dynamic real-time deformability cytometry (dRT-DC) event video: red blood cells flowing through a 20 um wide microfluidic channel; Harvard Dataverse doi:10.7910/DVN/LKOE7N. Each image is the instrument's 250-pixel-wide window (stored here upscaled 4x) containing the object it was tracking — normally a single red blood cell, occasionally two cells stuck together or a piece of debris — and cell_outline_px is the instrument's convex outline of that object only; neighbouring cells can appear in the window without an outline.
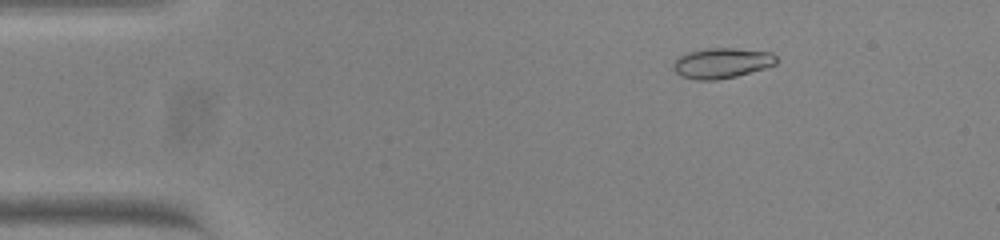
{"species": "common noctule bat (a hibernating species)", "species_latin": "Nyctalus noctula", "temperature_condition": "warm", "stored_images_in_passage": 54, "camera_frame_rate_fps": 3000, "um_per_image_px": 0.085, "animal": {"sex": "female", "body_mass_g": 23.0, "forearm_length_mm": 53.4}, "frame": {"image": 1, "passage_image": 8, "time_ms": 2.333, "image_size_px": [1000, 240], "cell_outline_px": [[776, 64], [764, 68], [736, 76], [716, 80], [696, 80], [680, 76], [672, 68], [672, 64], [676, 56], [688, 52], [708, 48], [732, 48], [772, 52], [776, 56]], "centroid_in_image_um": [61.3, 5.36], "position_along_channel_um": 23.7, "area_um2": 18.32}}
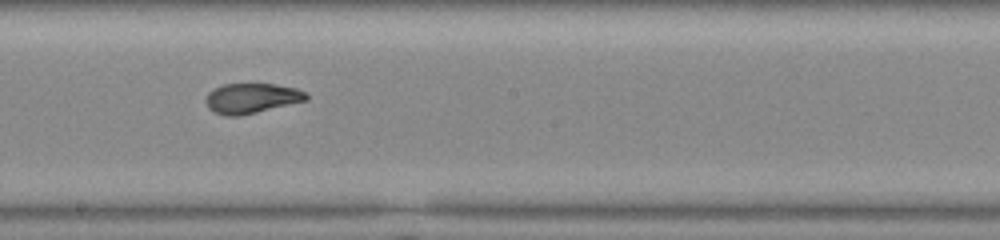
{"frame": {"image": 2, "passage_image": 30, "time_ms": 9.667, "image_size_px": [1000, 240], "cell_outline_px": [[308, 100], [256, 112], [236, 116], [224, 116], [212, 112], [208, 108], [204, 100], [208, 92], [224, 84], [276, 84], [296, 88], [304, 92], [308, 96]], "centroid_in_image_um": [21.35, 8.35], "position_along_channel_um": 226.9, "area_um2": 17.57}}
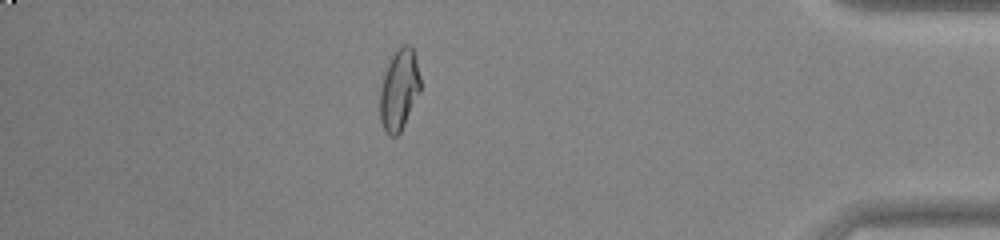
{"frame": {"image": 3, "passage_image": 47, "time_ms": 15.333, "image_size_px": [1000, 240], "cell_outline_px": [[420, 92], [400, 132], [396, 136], [388, 136], [384, 132], [380, 120], [380, 88], [388, 64], [392, 56], [404, 44], [408, 44], [412, 48], [416, 56], [420, 76]], "centroid_in_image_um": [33.93, 7.66], "position_along_channel_um": 401.3, "area_um2": 18.96}, "authors_computed_cell_mechanics": {"area_um2": 18.1492, "velocity_mm_per_s": 3.8278, "shape_relaxation_time_tau1_ms": null, "shape_relaxation_time_tau2_ms": 0.9518, "deformation_change_tau1": null, "deformation_change_tau2": 0.065}}